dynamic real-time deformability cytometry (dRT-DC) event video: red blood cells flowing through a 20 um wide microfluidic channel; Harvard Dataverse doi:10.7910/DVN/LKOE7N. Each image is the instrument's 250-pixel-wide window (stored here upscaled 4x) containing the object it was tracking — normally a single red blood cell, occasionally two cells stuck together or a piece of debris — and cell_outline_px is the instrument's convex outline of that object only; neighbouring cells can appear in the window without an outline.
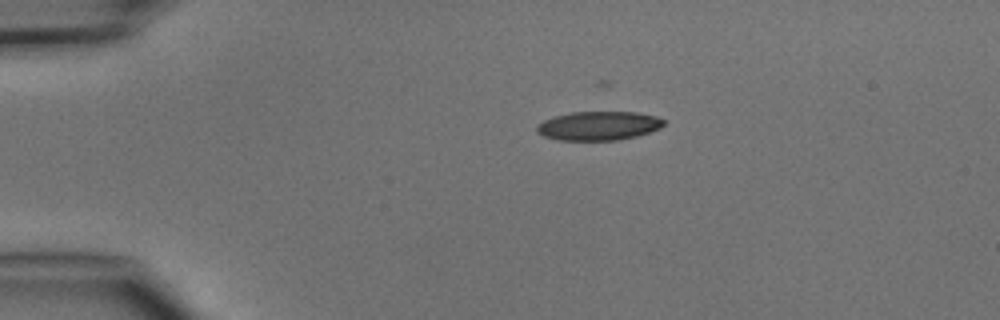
{"species": "common noctule bat (a hibernating species)", "species_latin": "Nyctalus noctula", "temperature_condition": "cold", "stored_images_in_passage": 2, "camera_frame_rate_fps": 3000, "um_per_image_px": 0.085, "animal": {"sex": "male", "body_mass_g": 15.6}, "frame": {"image": 1, "passage_image": 1, "time_ms": 0.0, "image_size_px": [1000, 320], "cell_outline_px": [[664, 124], [660, 128], [636, 136], [616, 140], [556, 140], [544, 136], [536, 132], [536, 124], [552, 116], [572, 112], [636, 112], [656, 116], [664, 120]], "centroid_in_image_um": [50.83, 10.69], "position_along_channel_um": 34.2, "area_um2": 21.44}}